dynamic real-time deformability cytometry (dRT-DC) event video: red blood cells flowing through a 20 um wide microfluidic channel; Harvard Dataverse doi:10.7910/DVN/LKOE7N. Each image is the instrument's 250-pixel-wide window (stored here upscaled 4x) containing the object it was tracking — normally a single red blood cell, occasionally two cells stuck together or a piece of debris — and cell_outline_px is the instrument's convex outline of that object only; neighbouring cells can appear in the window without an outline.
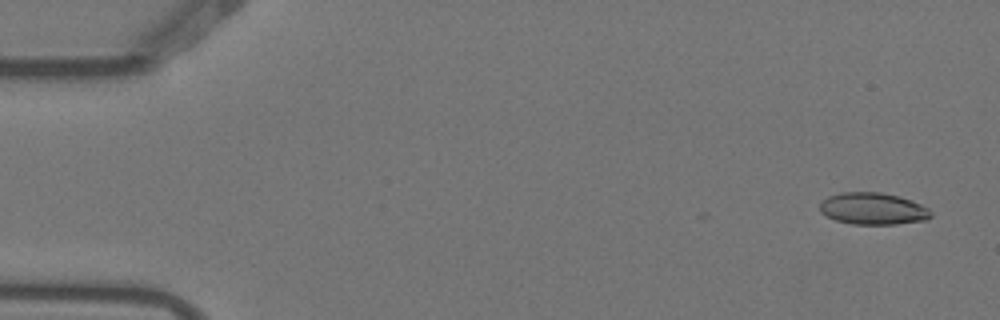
{"species": "Egyptian fruit bat (a non-hibernating species)", "species_latin": "Rousettus aegyptiacus", "temperature_condition": "warm", "stored_images_in_passage": 4, "camera_frame_rate_fps": 3000, "um_per_image_px": 0.085, "animal": {"sex": "female"}, "frame": {"image": 1, "passage_image": 1, "time_ms": 0.0, "image_size_px": [1000, 320], "cell_outline_px": [[932, 216], [928, 220], [896, 224], [852, 224], [836, 220], [820, 212], [820, 204], [828, 196], [840, 192], [880, 192], [900, 196], [912, 200], [928, 208], [932, 212]], "centroid_in_image_um": [74.24, 17.73], "position_along_channel_um": 10.8, "area_um2": 20.75}}
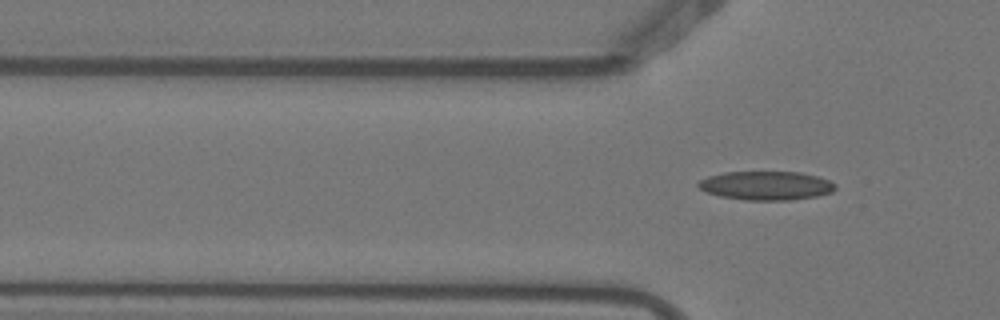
{"frame": {"image": 2, "passage_image": 4, "time_ms": 1.0, "image_size_px": [1000, 320], "cell_outline_px": [[836, 188], [832, 192], [816, 196], [788, 200], [744, 200], [720, 196], [708, 192], [700, 188], [696, 184], [700, 180], [708, 176], [724, 172], [800, 172], [816, 176], [828, 180], [836, 184]], "centroid_in_image_um": [65.12, 15.77], "position_along_channel_um": 60.7, "area_um2": 22.89}}